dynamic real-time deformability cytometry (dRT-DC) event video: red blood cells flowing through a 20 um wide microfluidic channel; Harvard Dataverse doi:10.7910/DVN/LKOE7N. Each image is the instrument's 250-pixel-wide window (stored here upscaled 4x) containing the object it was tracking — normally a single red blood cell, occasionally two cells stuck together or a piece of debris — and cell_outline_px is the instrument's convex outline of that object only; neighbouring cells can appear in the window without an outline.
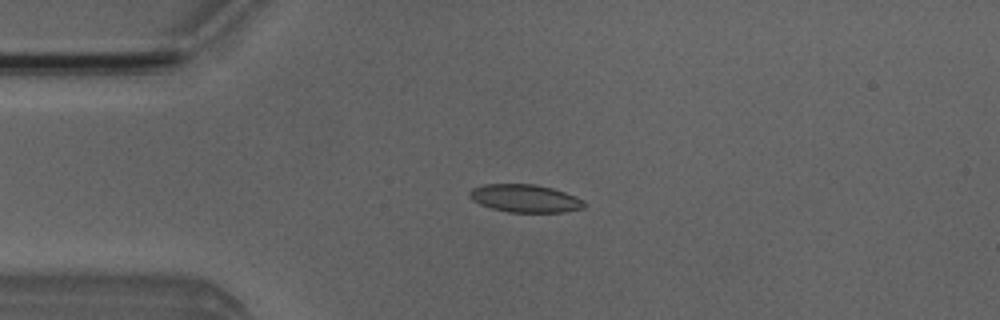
{"species": "Egyptian fruit bat (a non-hibernating species)", "species_latin": "Rousettus aegyptiacus", "temperature_condition": "room temperature", "stored_images_in_passage": 5, "camera_frame_rate_fps": 3000, "um_per_image_px": 0.085, "animal": {"sex": "male"}, "frame": {"image": 1, "passage_image": 3, "time_ms": 3.0, "image_size_px": [1000, 320], "cell_outline_px": [[588, 204], [584, 208], [564, 212], [508, 212], [492, 208], [480, 204], [472, 200], [468, 196], [468, 192], [472, 188], [484, 184], [536, 184], [552, 188], [564, 192], [584, 200]], "centroid_in_image_um": [44.63, 16.86], "position_along_channel_um": 40.4, "area_um2": 18.73}}